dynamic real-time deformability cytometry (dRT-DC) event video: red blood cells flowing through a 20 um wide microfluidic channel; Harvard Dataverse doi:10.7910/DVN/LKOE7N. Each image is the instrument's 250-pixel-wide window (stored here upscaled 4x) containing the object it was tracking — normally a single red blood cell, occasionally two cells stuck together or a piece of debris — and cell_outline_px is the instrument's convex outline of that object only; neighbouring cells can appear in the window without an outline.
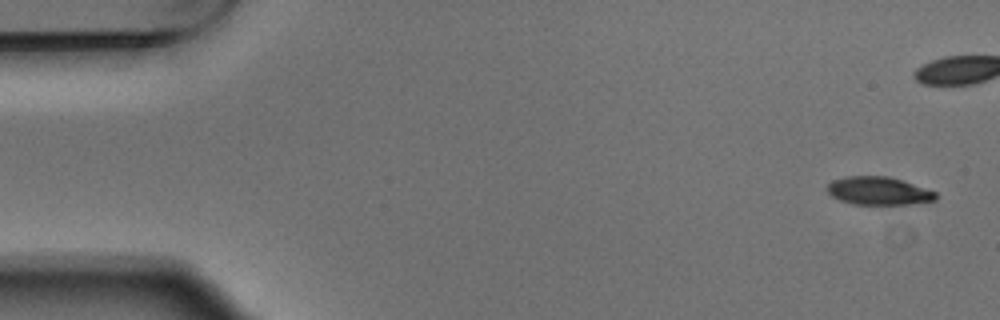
{"species": "Egyptian fruit bat (a non-hibernating species)", "species_latin": "Rousettus aegyptiacus", "temperature_condition": "warm", "stored_images_in_passage": 10, "camera_frame_rate_fps": 3000, "um_per_image_px": 0.085, "animal": {"sex": "male"}, "frame": {"image": 1, "passage_image": 1, "time_ms": 0.0, "image_size_px": [1000, 320], "cell_outline_px": [[936, 200], [908, 204], [856, 204], [840, 200], [832, 196], [828, 192], [828, 184], [832, 180], [848, 176], [888, 176], [936, 192]], "centroid_in_image_um": [74.66, 16.22], "position_along_channel_um": 10.3, "area_um2": 17.4}}
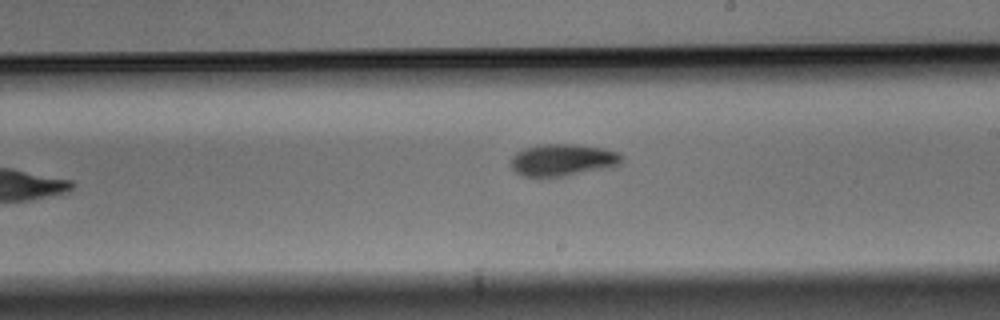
{"frame": {"image": 2, "passage_image": 9, "time_ms": 2.667, "image_size_px": [1000, 320], "cell_outline_px": [[624, 156], [620, 164], [612, 168], [564, 176], [524, 176], [516, 172], [512, 168], [512, 156], [516, 152], [524, 148], [540, 144], [576, 144], [604, 148], [620, 152]], "centroid_in_image_um": [47.9, 13.59], "position_along_channel_um": 241.1, "area_um2": 20.92}}
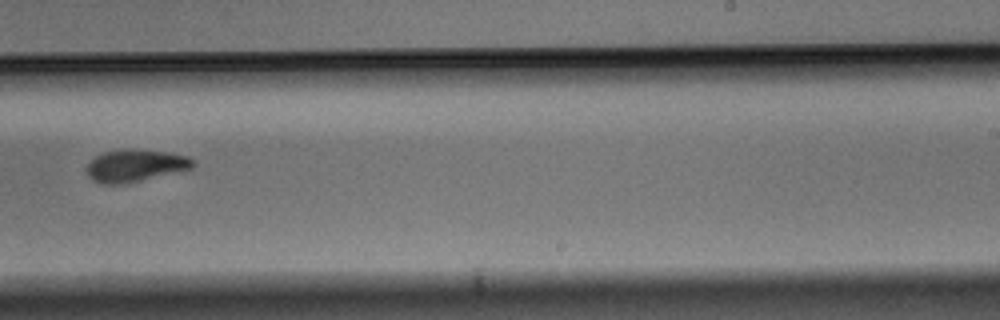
{"frame": {"image": 3, "passage_image": 10, "time_ms": 3.0, "image_size_px": [1000, 320], "cell_outline_px": [[196, 164], [192, 168], [140, 180], [120, 184], [100, 184], [92, 180], [88, 176], [84, 168], [96, 156], [104, 152], [168, 152], [188, 156]], "centroid_in_image_um": [11.46, 14.13], "position_along_channel_um": 277.5, "area_um2": 18.96}}